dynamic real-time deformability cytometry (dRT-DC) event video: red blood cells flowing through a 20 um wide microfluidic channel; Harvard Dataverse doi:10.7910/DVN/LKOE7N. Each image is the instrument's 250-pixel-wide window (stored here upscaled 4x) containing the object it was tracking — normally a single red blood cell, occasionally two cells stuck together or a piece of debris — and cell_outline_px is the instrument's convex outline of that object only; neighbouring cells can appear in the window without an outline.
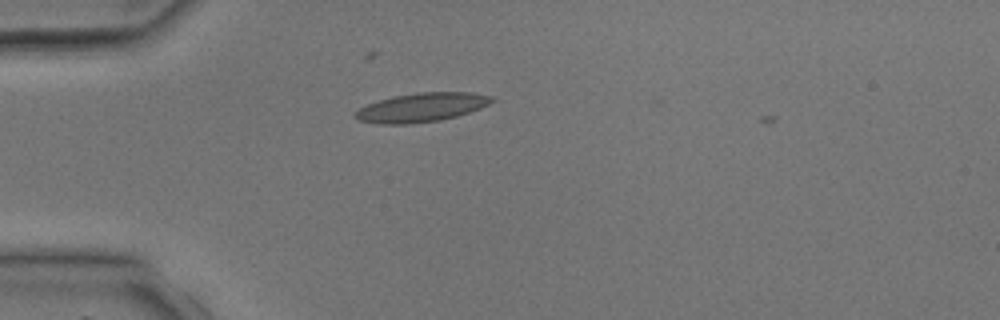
{"species": "common noctule bat (a hibernating species)", "species_latin": "Nyctalus noctula", "temperature_condition": "room temperature", "stored_images_in_passage": 4, "camera_frame_rate_fps": 3000, "um_per_image_px": 0.085, "animal": {"sex": "male", "body_mass_g": 17.9, "forearm_length_mm": 54.2}, "frame": {"image": 1, "passage_image": 3, "time_ms": 3.333, "image_size_px": [1000, 320], "cell_outline_px": [[496, 100], [480, 108], [456, 116], [440, 120], [412, 124], [380, 124], [360, 120], [352, 116], [360, 108], [368, 104], [392, 96], [416, 92], [472, 92], [492, 96]], "centroid_in_image_um": [35.84, 9.12], "position_along_channel_um": 49.2, "area_um2": 23.0}}